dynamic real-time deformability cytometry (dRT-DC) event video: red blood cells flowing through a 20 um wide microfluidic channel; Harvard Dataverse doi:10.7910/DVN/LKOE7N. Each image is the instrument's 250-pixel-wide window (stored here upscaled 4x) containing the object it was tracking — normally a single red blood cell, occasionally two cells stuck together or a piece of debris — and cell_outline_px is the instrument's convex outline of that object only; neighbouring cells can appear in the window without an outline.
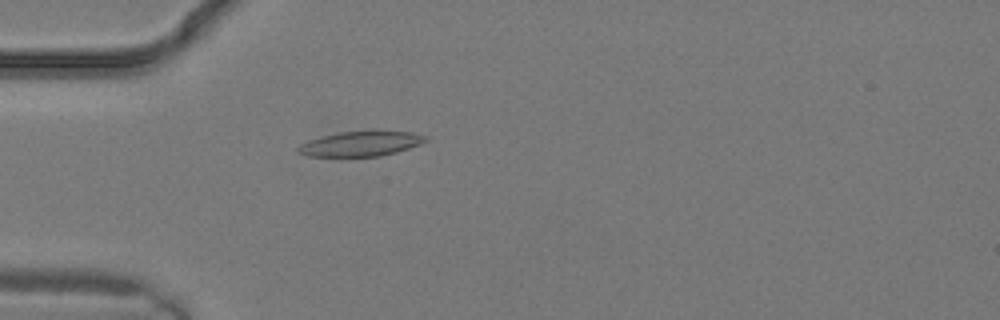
{"species": "common noctule bat (a hibernating species)", "species_latin": "Nyctalus noctula", "temperature_condition": "warm", "stored_images_in_passage": 4, "camera_frame_rate_fps": 3000, "um_per_image_px": 0.085, "animal": {"sex": "male", "body_mass_g": 19.2, "forearm_length_mm": 51.8}, "frame": {"image": 1, "passage_image": 2, "time_ms": 0.333, "image_size_px": [1000, 320], "cell_outline_px": [[428, 140], [420, 144], [396, 152], [380, 156], [308, 156], [296, 152], [296, 148], [300, 144], [308, 140], [320, 136], [340, 132], [412, 132], [428, 136]], "centroid_in_image_um": [30.62, 12.23], "position_along_channel_um": 54.4, "area_um2": 18.26}}
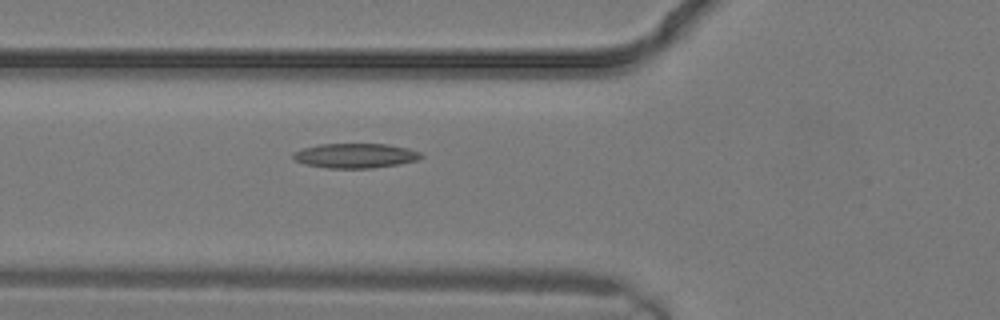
{"frame": {"image": 2, "passage_image": 4, "time_ms": 1.0, "image_size_px": [1000, 320], "cell_outline_px": [[424, 156], [416, 160], [400, 164], [372, 168], [328, 168], [304, 164], [296, 160], [292, 156], [292, 152], [304, 148], [320, 144], [388, 144], [408, 148], [420, 152]], "centroid_in_image_um": [30.21, 13.23], "position_along_channel_um": 95.6, "area_um2": 18.38}}